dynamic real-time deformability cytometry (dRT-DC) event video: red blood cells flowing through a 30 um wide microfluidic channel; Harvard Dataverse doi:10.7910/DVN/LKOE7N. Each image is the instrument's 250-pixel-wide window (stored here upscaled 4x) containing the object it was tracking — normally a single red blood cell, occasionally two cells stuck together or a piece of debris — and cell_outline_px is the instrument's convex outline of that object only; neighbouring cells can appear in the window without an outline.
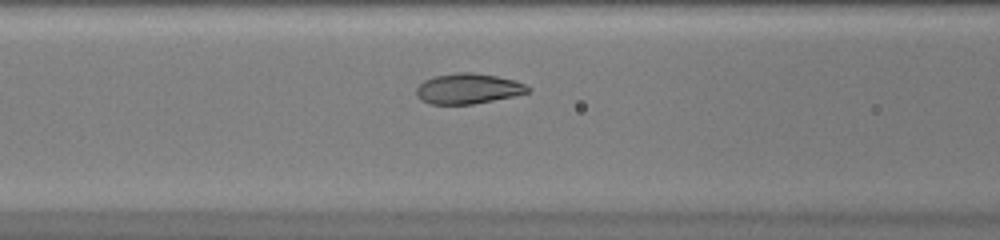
{"species": "common noctule bat (a hibernating species)", "species_latin": "Nyctalus noctula", "temperature_condition": "warm", "stored_images_in_passage": 42, "camera_frame_rate_fps": 3000, "um_per_image_px": 0.085, "animal": {"sex": "female", "body_mass_g": 20.0, "forearm_length_mm": 54.0}, "frame": {"image": 1, "passage_image": 13, "time_ms": 4.0, "image_size_px": [1000, 240], "cell_outline_px": [[532, 88], [528, 92], [512, 96], [472, 104], [428, 104], [420, 100], [416, 96], [416, 88], [424, 80], [436, 76], [456, 72], [476, 72], [516, 80]], "centroid_in_image_um": [39.76, 7.53], "position_along_channel_um": 126.8, "area_um2": 19.77}}
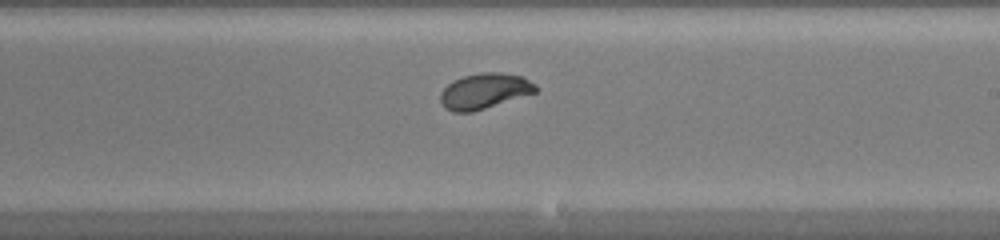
{"frame": {"image": 2, "passage_image": 22, "time_ms": 7.0, "image_size_px": [1000, 240], "cell_outline_px": [[536, 92], [472, 112], [452, 112], [444, 108], [440, 100], [440, 92], [452, 80], [464, 76], [484, 72], [500, 72], [524, 76], [536, 84]], "centroid_in_image_um": [41.16, 7.73], "position_along_channel_um": 247.8, "area_um2": 19.71}}
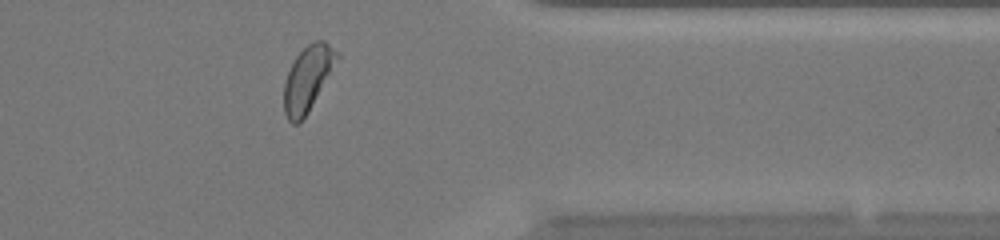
{"frame": {"image": 3, "passage_image": 33, "time_ms": 10.667, "image_size_px": [1000, 240], "cell_outline_px": [[340, 56], [308, 112], [296, 124], [292, 124], [288, 120], [284, 112], [284, 84], [288, 72], [296, 56], [312, 40], [324, 40], [340, 52]], "centroid_in_image_um": [26.17, 6.64], "position_along_channel_um": 385.2, "area_um2": 19.83}, "authors_computed_cell_mechanics": {"area_um2": 19.941, "velocity_mm_per_s": 4.0473, "shape_relaxation_time_tau1_ms": 2.5664, "shape_relaxation_time_tau2_ms": null, "deformation_change_tau1": 0.1445, "deformation_change_tau2": null}}